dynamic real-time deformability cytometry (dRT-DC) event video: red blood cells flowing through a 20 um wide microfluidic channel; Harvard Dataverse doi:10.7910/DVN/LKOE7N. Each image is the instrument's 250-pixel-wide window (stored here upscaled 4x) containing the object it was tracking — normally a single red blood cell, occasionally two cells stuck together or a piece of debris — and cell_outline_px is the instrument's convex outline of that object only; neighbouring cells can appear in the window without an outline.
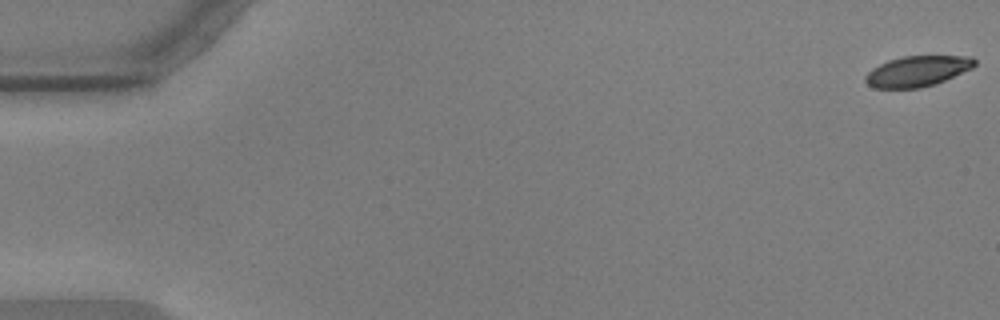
{"species": "common noctule bat (a hibernating species)", "species_latin": "Nyctalus noctula", "temperature_condition": "warm", "stored_images_in_passage": 58, "camera_frame_rate_fps": 3000, "um_per_image_px": 0.085, "animal": {"sex": "male", "body_mass_g": 17.9, "forearm_length_mm": 54.2}, "frame": {"image": 1, "passage_image": 1, "time_ms": 0.0, "image_size_px": [1000, 320], "cell_outline_px": [[976, 64], [972, 68], [936, 84], [920, 88], [872, 88], [864, 80], [864, 76], [872, 68], [888, 60], [904, 56], [972, 56], [976, 60]], "centroid_in_image_um": [77.97, 6.05], "position_along_channel_um": 7.0, "area_um2": 19.54}}
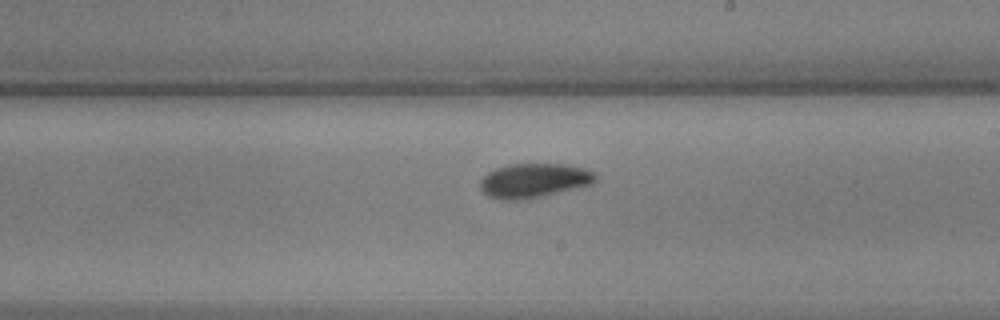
{"frame": {"image": 2, "passage_image": 34, "time_ms": 11.0, "image_size_px": [1000, 320], "cell_outline_px": [[596, 180], [592, 184], [540, 196], [516, 200], [504, 200], [488, 196], [480, 188], [480, 180], [488, 172], [496, 168], [508, 164], [568, 164], [584, 168], [596, 172]], "centroid_in_image_um": [45.39, 15.32], "position_along_channel_um": 243.6, "area_um2": 22.89}}
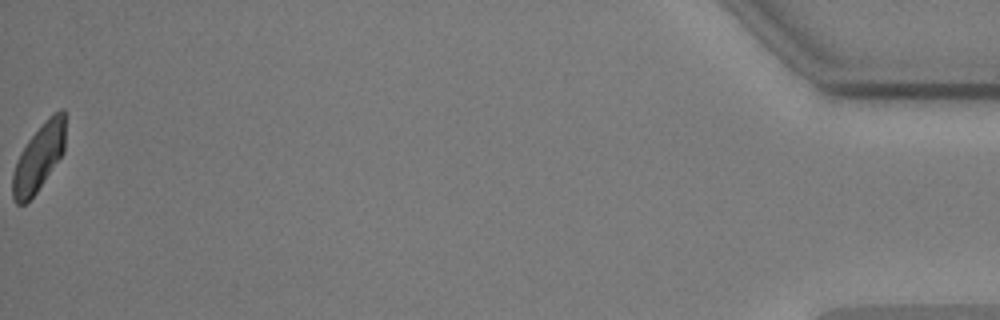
{"frame": {"image": 3, "passage_image": 58, "time_ms": 19.0, "image_size_px": [1000, 320], "cell_outline_px": [[64, 152], [36, 192], [24, 204], [16, 204], [12, 200], [12, 172], [16, 160], [20, 152], [28, 140], [48, 116], [60, 108], [64, 108]], "centroid_in_image_um": [3.26, 13.39], "position_along_channel_um": 431.9, "area_um2": 20.52}, "authors_computed_cell_mechanics": {"area_um2": 21.9929, "velocity_mm_per_s": 3.547, "shape_relaxation_time_tau1_ms": 4.279, "shape_relaxation_time_tau2_ms": 8.9868, "deformation_change_tau1": 0.1235, "deformation_change_tau2": 0.128}}